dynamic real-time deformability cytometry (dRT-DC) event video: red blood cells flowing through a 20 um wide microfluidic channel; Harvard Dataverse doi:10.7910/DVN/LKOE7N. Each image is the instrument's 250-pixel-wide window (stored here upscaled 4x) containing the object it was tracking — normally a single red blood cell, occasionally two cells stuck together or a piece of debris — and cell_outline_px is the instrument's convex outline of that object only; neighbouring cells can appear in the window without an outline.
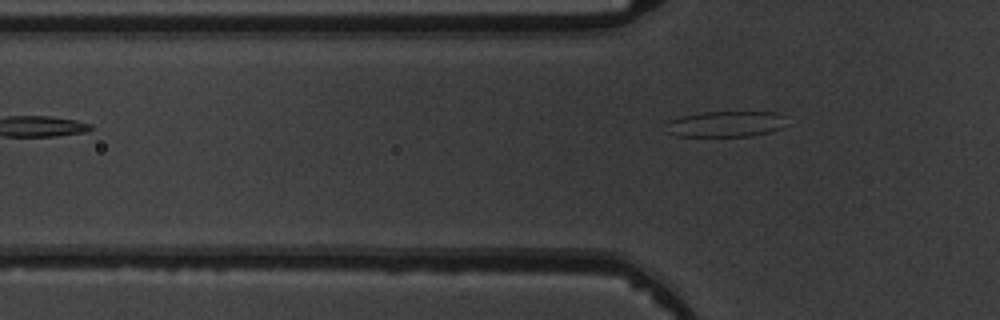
{"species": "common noctule bat (a hibernating species)", "species_latin": "Nyctalus noctula", "temperature_condition": "warm", "stored_images_in_passage": 2, "camera_frame_rate_fps": 3000, "um_per_image_px": 0.085, "animal": {"sex": "male", "body_mass_g": 19.5, "forearm_length_mm": 54.6}, "frame": {"image": 1, "passage_image": 2, "time_ms": 1.333, "image_size_px": [1000, 320], "cell_outline_px": [[792, 124], [768, 132], [752, 136], [676, 136], [664, 132], [668, 120], [680, 116], [700, 112], [776, 112], [784, 116]], "centroid_in_image_um": [61.69, 10.54], "position_along_channel_um": 64.1, "area_um2": 18.61}}